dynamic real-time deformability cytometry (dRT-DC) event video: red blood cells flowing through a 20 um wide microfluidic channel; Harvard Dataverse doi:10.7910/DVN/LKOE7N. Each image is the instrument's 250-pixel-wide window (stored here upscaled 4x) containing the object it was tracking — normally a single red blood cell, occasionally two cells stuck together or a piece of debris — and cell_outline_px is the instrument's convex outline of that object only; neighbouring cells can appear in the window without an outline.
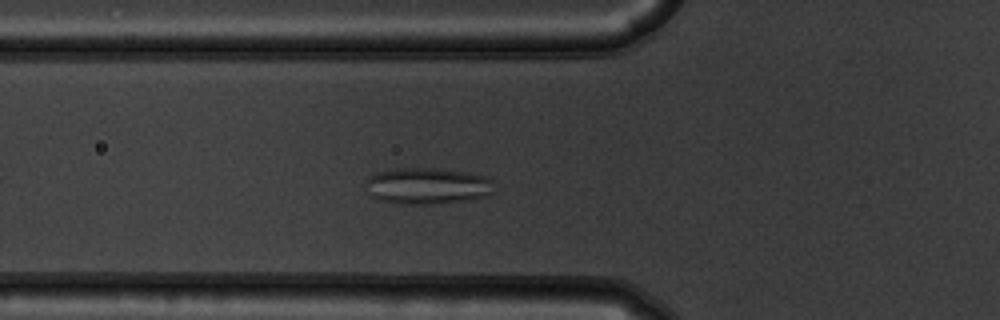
{"species": "common noctule bat (a hibernating species)", "species_latin": "Nyctalus noctula", "temperature_condition": "warm", "stored_images_in_passage": 39, "camera_frame_rate_fps": 3000, "um_per_image_px": 0.085, "animal": {"sex": "male", "body_mass_g": 19.5, "forearm_length_mm": 54.6}, "frame": {"image": 1, "passage_image": 4, "time_ms": 1.0, "image_size_px": [1000, 320], "cell_outline_px": [[492, 192], [488, 196], [468, 200], [432, 204], [396, 204], [380, 200], [372, 196], [368, 192], [364, 180], [368, 176], [380, 172], [396, 168], [432, 168], [468, 172], [488, 176], [492, 180]], "centroid_in_image_um": [36.32, 15.8], "position_along_channel_um": 89.5, "area_um2": 27.51}}
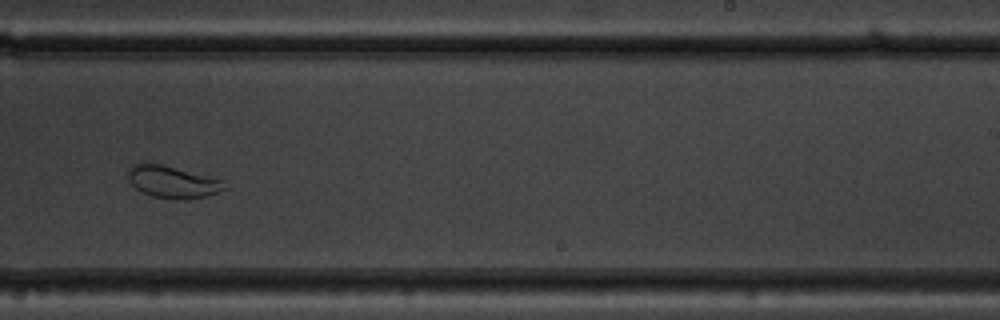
{"frame": {"image": 2, "passage_image": 19, "time_ms": 6.0, "image_size_px": [1000, 320], "cell_outline_px": [[228, 188], [204, 196], [152, 196], [136, 188], [132, 184], [128, 176], [128, 168], [132, 164], [160, 164], [220, 180]], "centroid_in_image_um": [14.59, 15.42], "position_along_channel_um": 274.4, "area_um2": 16.53}}
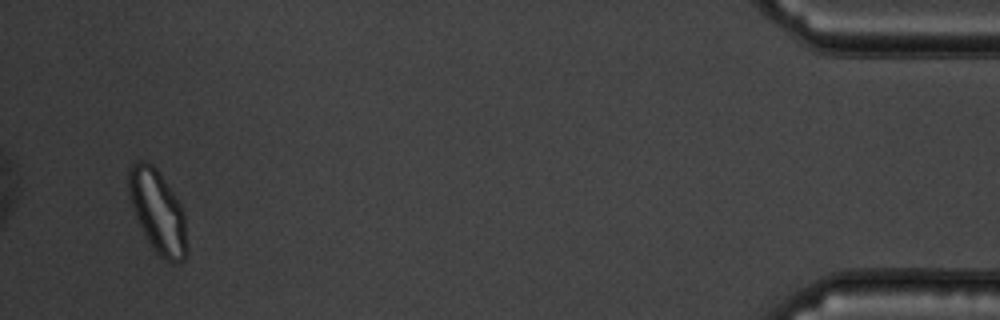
{"frame": {"image": 3, "passage_image": 37, "time_ms": 12.0, "image_size_px": [1000, 320], "cell_outline_px": [[188, 252], [184, 260], [176, 264], [172, 264], [164, 260], [152, 248], [136, 216], [128, 192], [128, 168], [136, 160], [144, 160], [152, 164], [156, 168], [180, 204], [184, 212]], "centroid_in_image_um": [13.42, 18.01], "position_along_channel_um": 421.8, "area_um2": 28.09}}